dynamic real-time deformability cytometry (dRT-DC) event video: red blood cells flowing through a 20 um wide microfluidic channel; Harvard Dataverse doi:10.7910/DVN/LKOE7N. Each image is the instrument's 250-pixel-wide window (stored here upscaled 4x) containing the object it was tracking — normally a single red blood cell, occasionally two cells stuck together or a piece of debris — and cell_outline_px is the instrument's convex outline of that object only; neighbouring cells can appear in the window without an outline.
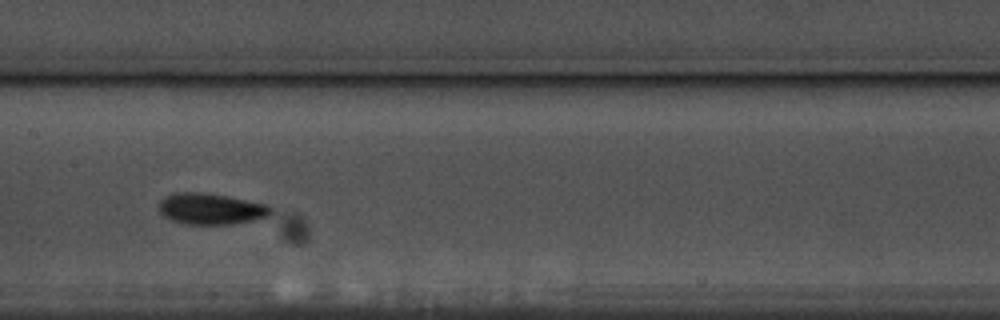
{"species": "common noctule bat (a hibernating species)", "species_latin": "Nyctalus noctula", "temperature_condition": "warm", "stored_images_in_passage": 24, "camera_frame_rate_fps": 3000, "um_per_image_px": 0.085, "animal": {"sex": "male", "body_mass_g": 17.5, "forearm_length_mm": 52.3}, "frame": {"image": 1, "passage_image": 14, "time_ms": 4.333, "image_size_px": [1000, 320], "cell_outline_px": [[272, 212], [268, 216], [252, 220], [232, 224], [184, 224], [172, 220], [164, 216], [160, 212], [156, 204], [160, 200], [168, 196], [180, 192], [200, 192], [228, 196], [268, 204], [272, 208]], "centroid_in_image_um": [17.92, 17.75], "position_along_channel_um": 189.5, "area_um2": 20.35}}